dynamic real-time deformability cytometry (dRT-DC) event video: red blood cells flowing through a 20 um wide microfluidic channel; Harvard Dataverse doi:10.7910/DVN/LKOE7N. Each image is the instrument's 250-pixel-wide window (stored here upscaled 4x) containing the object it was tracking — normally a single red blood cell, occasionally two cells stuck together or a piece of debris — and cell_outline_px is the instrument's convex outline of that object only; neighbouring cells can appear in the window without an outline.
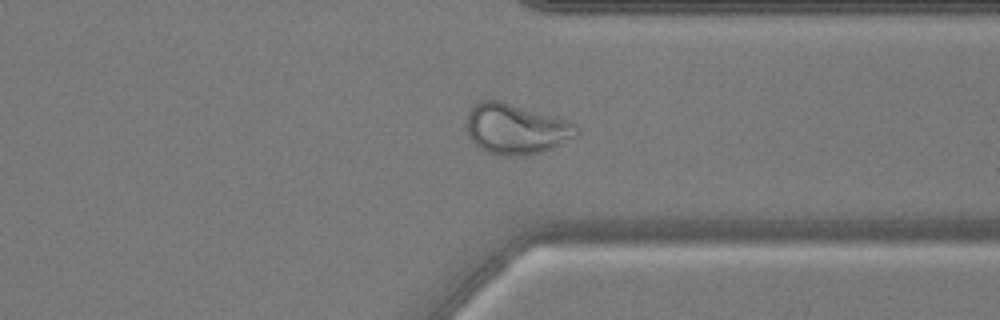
{"species": "common noctule bat (a hibernating species)", "species_latin": "Nyctalus noctula", "temperature_condition": "warm", "stored_images_in_passage": 43, "camera_frame_rate_fps": 3000, "um_per_image_px": 0.085, "animal": {"sex": "male", "body_mass_g": 17.9, "forearm_length_mm": 54.2}, "frame": {"image": 1, "passage_image": 31, "time_ms": 10.0, "image_size_px": [1000, 320], "cell_outline_px": [[580, 132], [560, 144], [552, 148], [528, 156], [500, 156], [488, 152], [480, 148], [468, 136], [464, 124], [468, 112], [472, 104], [480, 100], [500, 100], [564, 116], [576, 124], [580, 128]], "centroid_in_image_um": [43.87, 10.92], "position_along_channel_um": 367.5, "area_um2": 33.52}}